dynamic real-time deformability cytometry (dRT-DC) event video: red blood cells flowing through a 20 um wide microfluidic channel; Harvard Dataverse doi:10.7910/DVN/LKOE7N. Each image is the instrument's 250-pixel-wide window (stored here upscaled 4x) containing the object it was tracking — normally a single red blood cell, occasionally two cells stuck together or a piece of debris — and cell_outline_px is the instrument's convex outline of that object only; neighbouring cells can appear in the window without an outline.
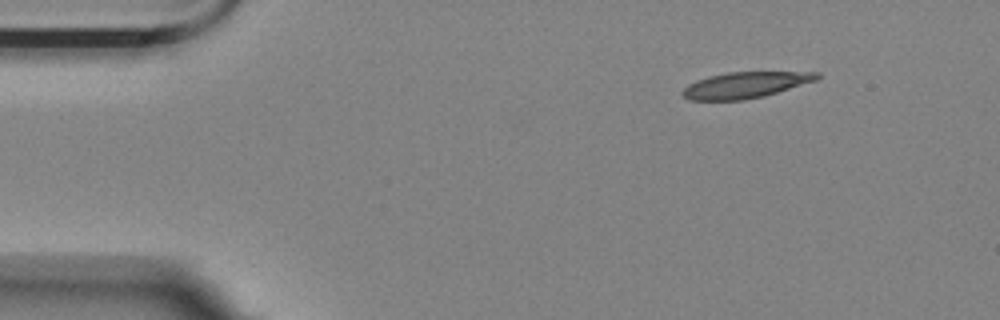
{"species": "Egyptian fruit bat (a non-hibernating species)", "species_latin": "Rousettus aegyptiacus", "temperature_condition": "room temperature", "stored_images_in_passage": 6, "camera_frame_rate_fps": 3000, "um_per_image_px": 0.085, "animal": {"sex": "female"}, "frame": {"image": 1, "passage_image": 6, "time_ms": 1.667, "image_size_px": [1000, 320], "cell_outline_px": [[820, 76], [816, 80], [764, 96], [744, 100], [688, 100], [680, 92], [688, 84], [696, 80], [708, 76], [728, 72], [820, 72]], "centroid_in_image_um": [63.31, 7.22], "position_along_channel_um": 21.7, "area_um2": 20.35}}